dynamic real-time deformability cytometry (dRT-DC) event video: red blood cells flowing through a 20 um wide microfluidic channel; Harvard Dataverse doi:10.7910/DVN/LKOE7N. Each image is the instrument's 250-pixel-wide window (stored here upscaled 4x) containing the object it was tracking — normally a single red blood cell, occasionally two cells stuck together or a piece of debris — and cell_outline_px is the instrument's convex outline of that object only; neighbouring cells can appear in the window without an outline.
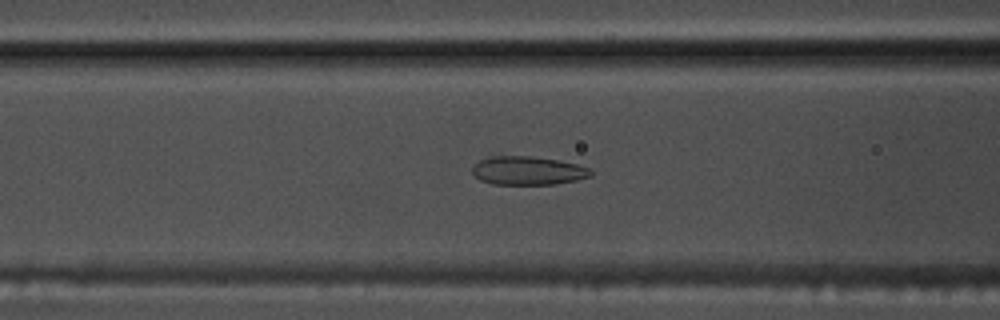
{"species": "common noctule bat (a hibernating species)", "species_latin": "Nyctalus noctula", "temperature_condition": "warm", "stored_images_in_passage": 36, "camera_frame_rate_fps": 3000, "um_per_image_px": 0.085, "animal": {"sex": "male", "body_mass_g": 17.5, "forearm_length_mm": 52.3}, "frame": {"image": 1, "passage_image": 21, "time_ms": 6.667, "image_size_px": [1000, 320], "cell_outline_px": [[592, 176], [576, 180], [556, 184], [492, 184], [480, 180], [472, 176], [472, 168], [480, 160], [488, 156], [532, 156], [556, 160], [576, 164], [592, 168]], "centroid_in_image_um": [44.86, 14.51], "position_along_channel_um": 121.7, "area_um2": 19.83}}
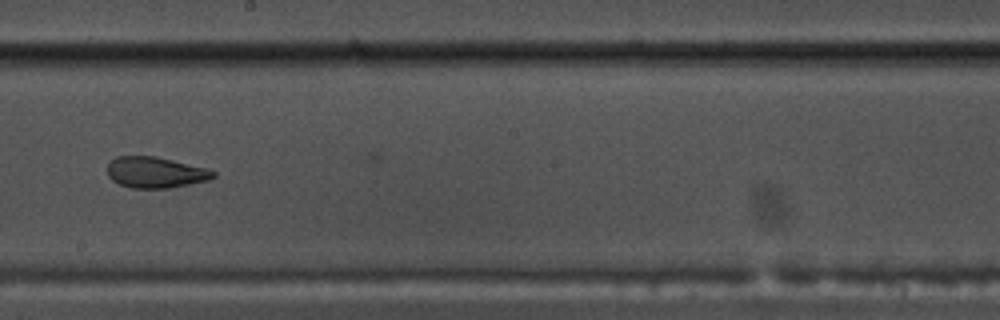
{"frame": {"image": 2, "passage_image": 30, "time_ms": 9.667, "image_size_px": [1000, 320], "cell_outline_px": [[216, 176], [208, 180], [168, 188], [132, 188], [120, 184], [112, 180], [108, 176], [108, 164], [116, 156], [156, 156], [208, 168], [216, 172]], "centroid_in_image_um": [13.23, 14.64], "position_along_channel_um": 235.0, "area_um2": 19.13}}
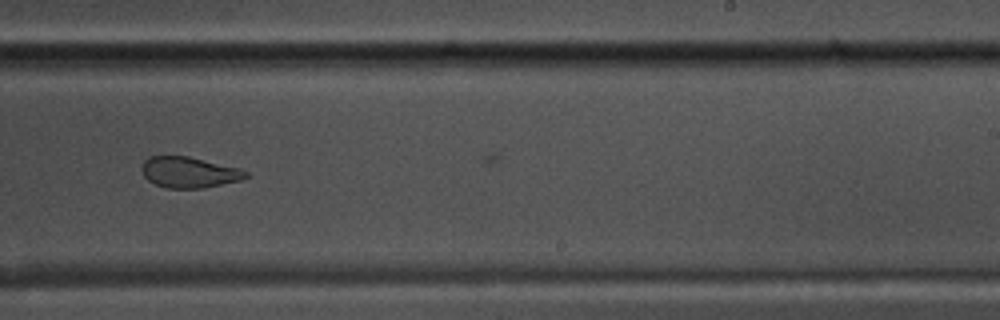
{"frame": {"image": 3, "passage_image": 33, "time_ms": 10.667, "image_size_px": [1000, 320], "cell_outline_px": [[248, 176], [240, 180], [204, 188], [164, 188], [148, 180], [144, 176], [140, 168], [144, 160], [148, 156], [188, 156], [240, 168], [248, 172]], "centroid_in_image_um": [16.05, 14.64], "position_along_channel_um": 273.0, "area_um2": 18.79}}